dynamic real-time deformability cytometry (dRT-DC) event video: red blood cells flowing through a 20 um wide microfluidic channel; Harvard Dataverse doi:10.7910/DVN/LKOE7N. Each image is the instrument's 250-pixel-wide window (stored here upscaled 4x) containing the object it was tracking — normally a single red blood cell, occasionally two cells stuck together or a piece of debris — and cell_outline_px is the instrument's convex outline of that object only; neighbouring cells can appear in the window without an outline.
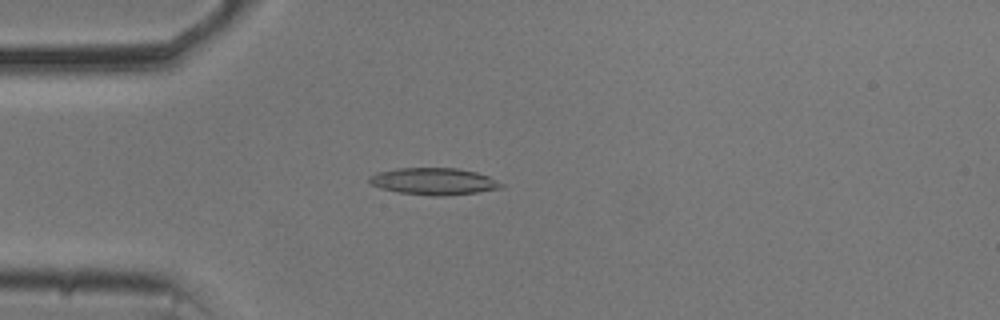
{"species": "common noctule bat (a hibernating species)", "species_latin": "Nyctalus noctula", "temperature_condition": "cold", "stored_images_in_passage": 53, "camera_frame_rate_fps": 3000, "um_per_image_px": 0.085, "animal": {"sex": "male", "body_mass_g": 20.5, "forearm_length_mm": 52.5}, "frame": {"image": 1, "passage_image": 13, "time_ms": 4.0, "image_size_px": [1000, 320], "cell_outline_px": [[504, 188], [476, 192], [444, 196], [436, 196], [400, 192], [380, 188], [372, 184], [368, 180], [368, 176], [376, 172], [396, 168], [456, 168], [476, 172], [488, 176], [504, 184]], "centroid_in_image_um": [36.87, 15.41], "position_along_channel_um": 48.1, "area_um2": 20.63}}
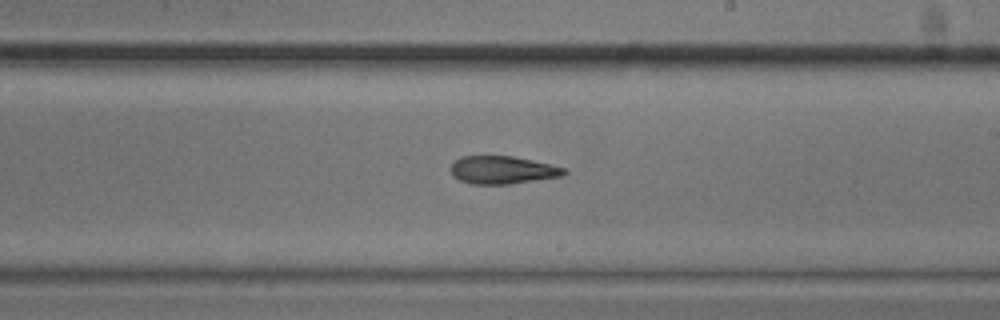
{"frame": {"image": 2, "passage_image": 30, "time_ms": 9.667, "image_size_px": [1000, 320], "cell_outline_px": [[568, 172], [564, 176], [508, 184], [472, 184], [460, 180], [452, 176], [452, 164], [460, 156], [512, 156], [532, 160], [564, 168]], "centroid_in_image_um": [42.72, 14.45], "position_along_channel_um": 246.3, "area_um2": 18.26}}
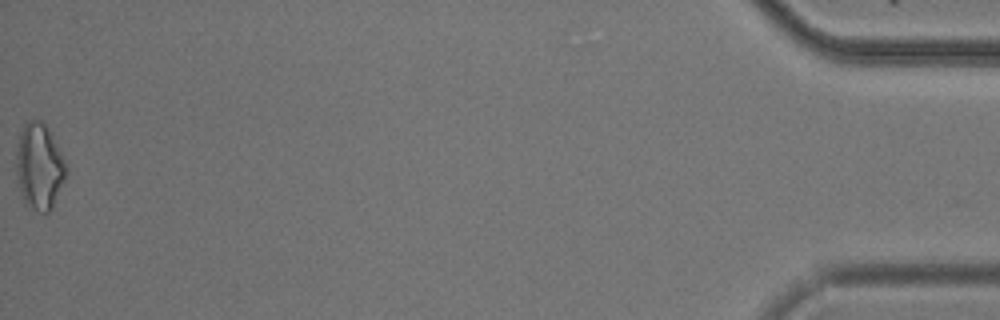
{"frame": {"image": 3, "passage_image": 53, "time_ms": 17.333, "image_size_px": [1000, 320], "cell_outline_px": [[68, 172], [52, 208], [48, 212], [44, 212], [28, 208], [24, 200], [20, 188], [16, 172], [16, 152], [20, 132], [24, 124], [28, 120], [40, 120], [44, 124], [60, 152], [64, 160]], "centroid_in_image_um": [3.33, 14.17], "position_along_channel_um": 431.9, "area_um2": 24.62}, "authors_computed_cell_mechanics": {"area_um2": 19.4208, "velocity_mm_per_s": 3.7152, "shape_relaxation_time_tau1_ms": null, "shape_relaxation_time_tau2_ms": 5.3999, "deformation_change_tau1": null, "deformation_change_tau2": 0.1674}}